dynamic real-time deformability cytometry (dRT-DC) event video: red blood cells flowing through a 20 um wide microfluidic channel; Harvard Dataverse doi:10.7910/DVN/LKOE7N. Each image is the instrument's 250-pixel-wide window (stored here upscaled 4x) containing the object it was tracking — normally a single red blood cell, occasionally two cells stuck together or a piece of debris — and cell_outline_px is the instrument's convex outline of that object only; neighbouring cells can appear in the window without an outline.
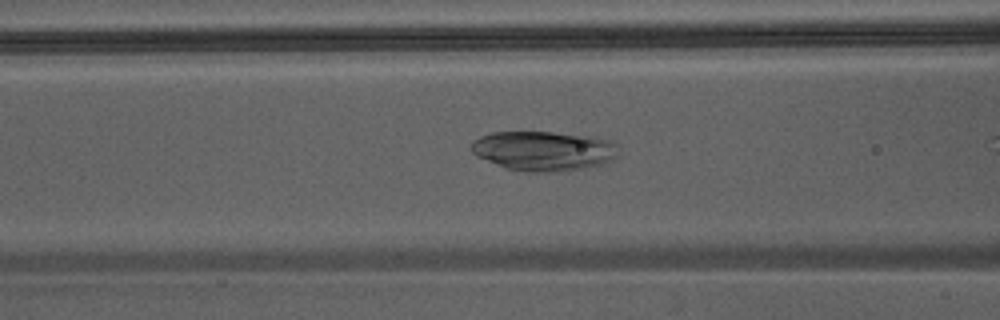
{"species": "Egyptian fruit bat (a non-hibernating species)", "species_latin": "Rousettus aegyptiacus", "temperature_condition": "warm", "stored_images_in_passage": 6, "camera_frame_rate_fps": 3000, "um_per_image_px": 0.085, "animal": {"sex": "male"}, "frame": {"image": 1, "passage_image": 4, "time_ms": 1.0, "image_size_px": [1000, 320], "cell_outline_px": [[620, 156], [604, 164], [564, 172], [528, 172], [504, 168], [476, 156], [472, 152], [472, 140], [480, 136], [492, 132], [552, 132], [596, 136], [608, 140], [616, 144]], "centroid_in_image_um": [46.24, 12.83], "position_along_channel_um": 120.4, "area_um2": 34.56}}